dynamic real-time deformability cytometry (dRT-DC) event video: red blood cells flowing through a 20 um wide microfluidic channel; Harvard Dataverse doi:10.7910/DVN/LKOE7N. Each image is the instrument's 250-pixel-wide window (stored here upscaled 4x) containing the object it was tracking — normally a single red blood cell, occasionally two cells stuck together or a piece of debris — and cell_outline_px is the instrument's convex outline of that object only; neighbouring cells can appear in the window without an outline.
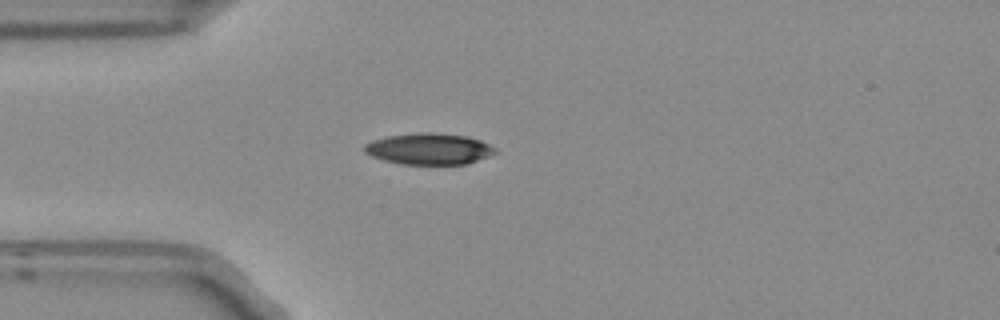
{"species": "Egyptian fruit bat (a non-hibernating species)", "species_latin": "Rousettus aegyptiacus", "temperature_condition": "room temperature", "stored_images_in_passage": 2, "camera_frame_rate_fps": 3000, "um_per_image_px": 0.085, "frame": {"image": 1, "passage_image": 1, "time_ms": 0.0, "image_size_px": [1000, 320], "cell_outline_px": [[496, 152], [488, 156], [468, 164], [404, 164], [384, 160], [372, 156], [364, 152], [364, 144], [372, 140], [388, 136], [420, 132], [432, 132], [468, 136], [480, 140], [496, 148]], "centroid_in_image_um": [36.47, 12.65], "position_along_channel_um": 48.5, "area_um2": 23.81}}